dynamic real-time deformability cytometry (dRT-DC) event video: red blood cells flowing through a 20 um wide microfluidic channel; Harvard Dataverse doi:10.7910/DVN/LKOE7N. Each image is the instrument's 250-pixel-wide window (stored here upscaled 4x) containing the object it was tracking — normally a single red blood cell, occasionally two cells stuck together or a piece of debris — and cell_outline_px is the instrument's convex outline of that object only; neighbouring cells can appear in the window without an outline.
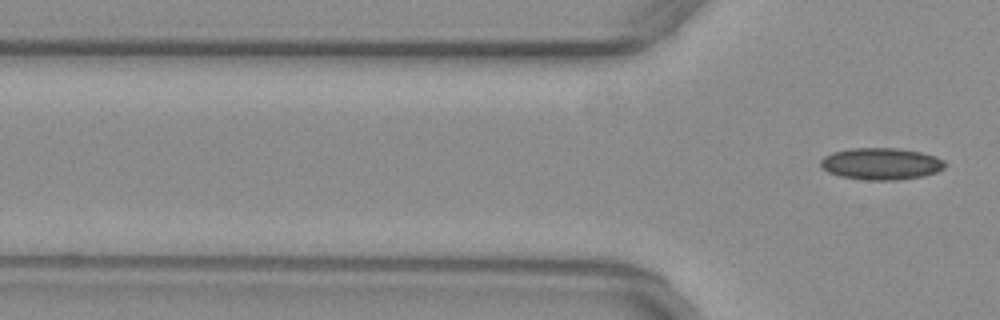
{"species": "common noctule bat (a hibernating species)", "species_latin": "Nyctalus noctula", "temperature_condition": "warm", "stored_images_in_passage": 7, "camera_frame_rate_fps": 3000, "um_per_image_px": 0.085, "animal": {"sex": "female", "body_mass_g": 29.2, "forearm_length_mm": 56.3}, "frame": {"image": 1, "passage_image": 7, "time_ms": 2.0, "image_size_px": [1000, 320], "cell_outline_px": [[944, 168], [936, 172], [924, 176], [896, 180], [868, 180], [840, 176], [828, 172], [820, 164], [820, 160], [824, 156], [832, 152], [852, 148], [900, 148], [920, 152], [936, 156], [944, 160]], "centroid_in_image_um": [74.9, 13.91], "position_along_channel_um": 50.9, "area_um2": 23.06}}